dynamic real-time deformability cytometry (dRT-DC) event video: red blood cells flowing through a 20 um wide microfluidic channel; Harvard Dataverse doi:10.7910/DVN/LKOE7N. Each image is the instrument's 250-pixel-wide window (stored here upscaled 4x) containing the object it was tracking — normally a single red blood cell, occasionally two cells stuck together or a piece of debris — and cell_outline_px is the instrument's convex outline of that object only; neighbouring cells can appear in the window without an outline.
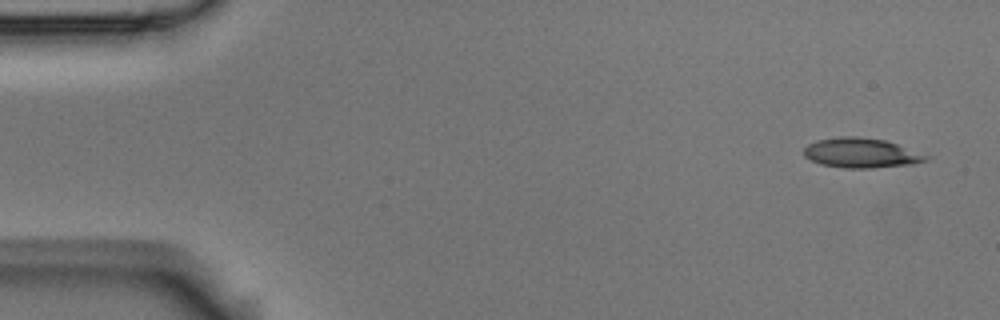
{"species": "Egyptian fruit bat (a non-hibernating species)", "species_latin": "Rousettus aegyptiacus", "temperature_condition": "room temperature", "stored_images_in_passage": 5, "segment_of_instrument_passage": [2, 2], "camera_frame_rate_fps": 3000, "um_per_image_px": 0.085, "animal": {"sex": "male"}, "frame": {"image": 1, "passage_image": 5, "time_ms": 1.333, "image_size_px": [1000, 320], "cell_outline_px": [[932, 156], [928, 160], [912, 164], [868, 168], [844, 168], [820, 164], [804, 156], [804, 148], [808, 144], [816, 140], [840, 136], [856, 136], [884, 140]], "centroid_in_image_um": [73.2, 13.0], "position_along_channel_um": 11.8, "area_um2": 21.15}}